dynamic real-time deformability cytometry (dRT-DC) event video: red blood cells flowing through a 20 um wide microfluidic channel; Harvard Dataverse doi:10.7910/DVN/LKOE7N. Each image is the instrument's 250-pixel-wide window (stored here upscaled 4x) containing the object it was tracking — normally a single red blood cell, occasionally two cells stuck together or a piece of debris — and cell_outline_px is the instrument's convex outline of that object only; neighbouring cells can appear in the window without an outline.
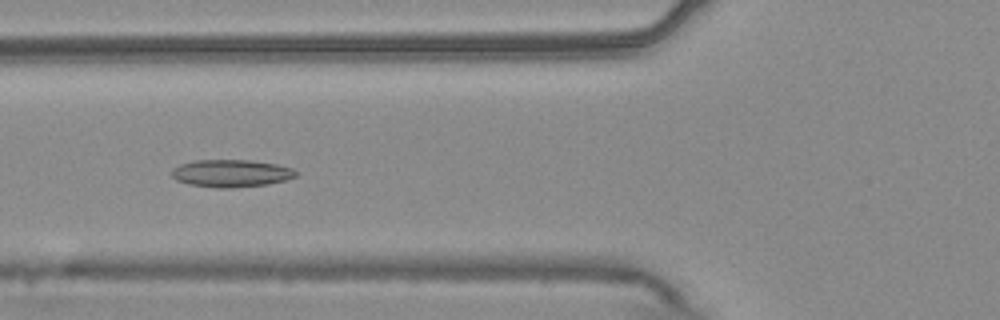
{"species": "common noctule bat (a hibernating species)", "species_latin": "Nyctalus noctula", "temperature_condition": "warm", "stored_images_in_passage": 47, "camera_frame_rate_fps": 3000, "um_per_image_px": 0.085, "animal": {"sex": "male", "body_mass_g": 20.4}, "frame": {"image": 1, "passage_image": 14, "time_ms": 4.333, "image_size_px": [1000, 320], "cell_outline_px": [[300, 172], [296, 176], [284, 180], [268, 184], [232, 188], [216, 188], [188, 184], [176, 180], [172, 176], [172, 168], [180, 164], [196, 160], [252, 160], [276, 164], [292, 168]], "centroid_in_image_um": [19.65, 14.73], "position_along_channel_um": 106.1, "area_um2": 20.0}}
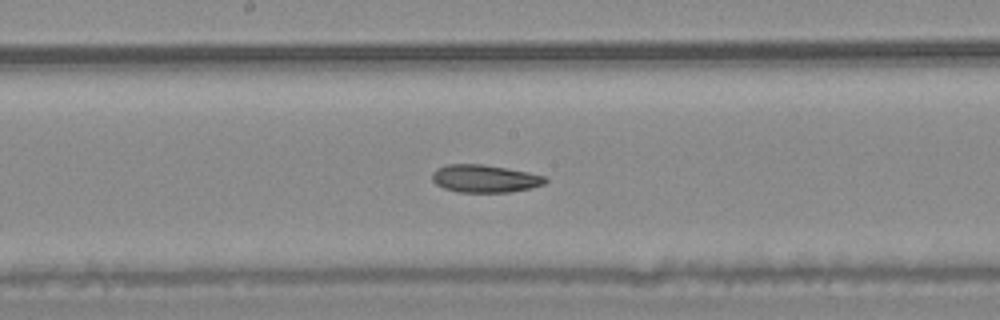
{"frame": {"image": 2, "passage_image": 22, "time_ms": 7.0, "image_size_px": [1000, 320], "cell_outline_px": [[548, 180], [544, 184], [532, 188], [508, 192], [460, 192], [444, 188], [436, 184], [432, 180], [432, 172], [436, 168], [448, 164], [484, 164], [528, 172], [544, 176]], "centroid_in_image_um": [41.19, 15.18], "position_along_channel_um": 207.0, "area_um2": 18.26}}
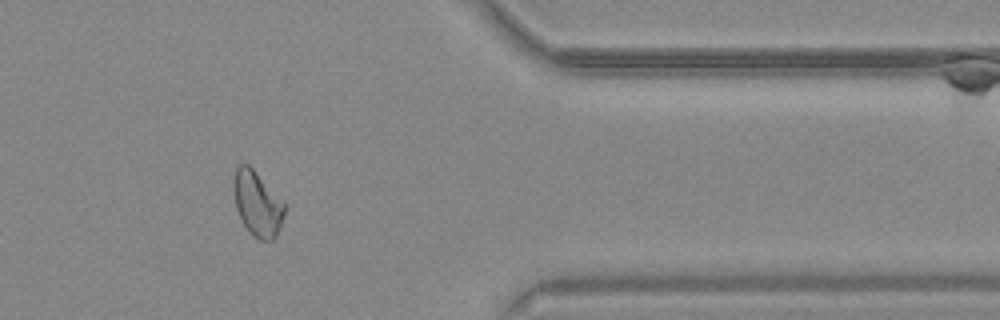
{"frame": {"image": 3, "passage_image": 38, "time_ms": 12.333, "image_size_px": [1000, 320], "cell_outline_px": [[284, 216], [276, 236], [272, 240], [260, 240], [252, 236], [248, 232], [236, 208], [232, 188], [232, 180], [236, 164], [248, 164], [284, 200]], "centroid_in_image_um": [21.85, 17.28], "position_along_channel_um": 389.6, "area_um2": 19.54}, "authors_computed_cell_mechanics": {"area_um2": 19.5364, "velocity_mm_per_s": 3.7771, "shape_relaxation_time_tau1_ms": null, "shape_relaxation_time_tau2_ms": 6.8967, "deformation_change_tau1": null, "deformation_change_tau2": 0.1424}}